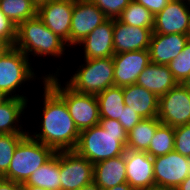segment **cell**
<instances>
[{
  "mask_svg": "<svg viewBox=\"0 0 190 190\" xmlns=\"http://www.w3.org/2000/svg\"><path fill=\"white\" fill-rule=\"evenodd\" d=\"M125 156L120 155L93 165V182L102 190L127 183Z\"/></svg>",
  "mask_w": 190,
  "mask_h": 190,
  "instance_id": "44dd1931",
  "label": "cell"
},
{
  "mask_svg": "<svg viewBox=\"0 0 190 190\" xmlns=\"http://www.w3.org/2000/svg\"><path fill=\"white\" fill-rule=\"evenodd\" d=\"M126 180L135 190H150L154 183L153 158L145 151L126 149Z\"/></svg>",
  "mask_w": 190,
  "mask_h": 190,
  "instance_id": "9a60e30c",
  "label": "cell"
},
{
  "mask_svg": "<svg viewBox=\"0 0 190 190\" xmlns=\"http://www.w3.org/2000/svg\"><path fill=\"white\" fill-rule=\"evenodd\" d=\"M17 27L0 10V40L10 43L12 46L16 40Z\"/></svg>",
  "mask_w": 190,
  "mask_h": 190,
  "instance_id": "d6a6232c",
  "label": "cell"
},
{
  "mask_svg": "<svg viewBox=\"0 0 190 190\" xmlns=\"http://www.w3.org/2000/svg\"><path fill=\"white\" fill-rule=\"evenodd\" d=\"M108 18L90 0H74L70 28V47L74 48Z\"/></svg>",
  "mask_w": 190,
  "mask_h": 190,
  "instance_id": "7c38bea8",
  "label": "cell"
},
{
  "mask_svg": "<svg viewBox=\"0 0 190 190\" xmlns=\"http://www.w3.org/2000/svg\"><path fill=\"white\" fill-rule=\"evenodd\" d=\"M100 118L113 120L121 119L124 110L123 87L112 86L99 93L97 96Z\"/></svg>",
  "mask_w": 190,
  "mask_h": 190,
  "instance_id": "d4e9b609",
  "label": "cell"
},
{
  "mask_svg": "<svg viewBox=\"0 0 190 190\" xmlns=\"http://www.w3.org/2000/svg\"><path fill=\"white\" fill-rule=\"evenodd\" d=\"M22 51L29 59L53 56L62 58L68 49L67 43L54 34L36 15L17 26L16 40L13 45ZM65 52V53H64ZM48 56V57H47Z\"/></svg>",
  "mask_w": 190,
  "mask_h": 190,
  "instance_id": "3957f363",
  "label": "cell"
},
{
  "mask_svg": "<svg viewBox=\"0 0 190 190\" xmlns=\"http://www.w3.org/2000/svg\"><path fill=\"white\" fill-rule=\"evenodd\" d=\"M114 19H107L88 34L77 46H83L84 59L112 57Z\"/></svg>",
  "mask_w": 190,
  "mask_h": 190,
  "instance_id": "e0dca14e",
  "label": "cell"
},
{
  "mask_svg": "<svg viewBox=\"0 0 190 190\" xmlns=\"http://www.w3.org/2000/svg\"><path fill=\"white\" fill-rule=\"evenodd\" d=\"M38 5L33 0H1L0 10L17 27L37 15Z\"/></svg>",
  "mask_w": 190,
  "mask_h": 190,
  "instance_id": "484cf974",
  "label": "cell"
},
{
  "mask_svg": "<svg viewBox=\"0 0 190 190\" xmlns=\"http://www.w3.org/2000/svg\"><path fill=\"white\" fill-rule=\"evenodd\" d=\"M114 86L136 84L138 76L150 64L149 50H137L114 54Z\"/></svg>",
  "mask_w": 190,
  "mask_h": 190,
  "instance_id": "5bb4252c",
  "label": "cell"
},
{
  "mask_svg": "<svg viewBox=\"0 0 190 190\" xmlns=\"http://www.w3.org/2000/svg\"><path fill=\"white\" fill-rule=\"evenodd\" d=\"M154 17L143 5L132 0L117 19L133 27L154 28Z\"/></svg>",
  "mask_w": 190,
  "mask_h": 190,
  "instance_id": "4316f807",
  "label": "cell"
},
{
  "mask_svg": "<svg viewBox=\"0 0 190 190\" xmlns=\"http://www.w3.org/2000/svg\"><path fill=\"white\" fill-rule=\"evenodd\" d=\"M143 118H141L135 111L130 109L129 106L124 107V110L121 113V119L118 121L124 127L125 131L129 133L132 128L139 123Z\"/></svg>",
  "mask_w": 190,
  "mask_h": 190,
  "instance_id": "836d02e7",
  "label": "cell"
},
{
  "mask_svg": "<svg viewBox=\"0 0 190 190\" xmlns=\"http://www.w3.org/2000/svg\"><path fill=\"white\" fill-rule=\"evenodd\" d=\"M27 134H0V178L8 171L14 150Z\"/></svg>",
  "mask_w": 190,
  "mask_h": 190,
  "instance_id": "f1b7e54d",
  "label": "cell"
},
{
  "mask_svg": "<svg viewBox=\"0 0 190 190\" xmlns=\"http://www.w3.org/2000/svg\"><path fill=\"white\" fill-rule=\"evenodd\" d=\"M30 60L22 51L14 46L0 59V95L3 98L29 100L27 96L23 94L19 95L17 92L22 90L19 88H22L25 83H31L30 81H35V79L40 80L38 78L39 75L34 72L35 68L31 66L32 60Z\"/></svg>",
  "mask_w": 190,
  "mask_h": 190,
  "instance_id": "8992f818",
  "label": "cell"
},
{
  "mask_svg": "<svg viewBox=\"0 0 190 190\" xmlns=\"http://www.w3.org/2000/svg\"><path fill=\"white\" fill-rule=\"evenodd\" d=\"M186 4L190 7V0H184Z\"/></svg>",
  "mask_w": 190,
  "mask_h": 190,
  "instance_id": "f6af8a7d",
  "label": "cell"
},
{
  "mask_svg": "<svg viewBox=\"0 0 190 190\" xmlns=\"http://www.w3.org/2000/svg\"><path fill=\"white\" fill-rule=\"evenodd\" d=\"M22 190H46V189L37 186L22 185Z\"/></svg>",
  "mask_w": 190,
  "mask_h": 190,
  "instance_id": "b9f144b4",
  "label": "cell"
},
{
  "mask_svg": "<svg viewBox=\"0 0 190 190\" xmlns=\"http://www.w3.org/2000/svg\"><path fill=\"white\" fill-rule=\"evenodd\" d=\"M150 190H177V188H168V187L153 186Z\"/></svg>",
  "mask_w": 190,
  "mask_h": 190,
  "instance_id": "7bdbcfd3",
  "label": "cell"
},
{
  "mask_svg": "<svg viewBox=\"0 0 190 190\" xmlns=\"http://www.w3.org/2000/svg\"><path fill=\"white\" fill-rule=\"evenodd\" d=\"M74 0H50L37 7V16L70 47V28Z\"/></svg>",
  "mask_w": 190,
  "mask_h": 190,
  "instance_id": "8fae6325",
  "label": "cell"
},
{
  "mask_svg": "<svg viewBox=\"0 0 190 190\" xmlns=\"http://www.w3.org/2000/svg\"><path fill=\"white\" fill-rule=\"evenodd\" d=\"M157 118L174 128L190 124V92L178 83L159 97Z\"/></svg>",
  "mask_w": 190,
  "mask_h": 190,
  "instance_id": "ba28073f",
  "label": "cell"
},
{
  "mask_svg": "<svg viewBox=\"0 0 190 190\" xmlns=\"http://www.w3.org/2000/svg\"><path fill=\"white\" fill-rule=\"evenodd\" d=\"M135 2L143 5L154 16L162 11L170 0H134Z\"/></svg>",
  "mask_w": 190,
  "mask_h": 190,
  "instance_id": "e575fe53",
  "label": "cell"
},
{
  "mask_svg": "<svg viewBox=\"0 0 190 190\" xmlns=\"http://www.w3.org/2000/svg\"><path fill=\"white\" fill-rule=\"evenodd\" d=\"M174 150L183 156L190 157V124L174 128Z\"/></svg>",
  "mask_w": 190,
  "mask_h": 190,
  "instance_id": "1f68e13d",
  "label": "cell"
},
{
  "mask_svg": "<svg viewBox=\"0 0 190 190\" xmlns=\"http://www.w3.org/2000/svg\"><path fill=\"white\" fill-rule=\"evenodd\" d=\"M65 83L75 92L95 95L114 86L113 57L84 59Z\"/></svg>",
  "mask_w": 190,
  "mask_h": 190,
  "instance_id": "52a82bcc",
  "label": "cell"
},
{
  "mask_svg": "<svg viewBox=\"0 0 190 190\" xmlns=\"http://www.w3.org/2000/svg\"><path fill=\"white\" fill-rule=\"evenodd\" d=\"M177 190H190V175L177 187Z\"/></svg>",
  "mask_w": 190,
  "mask_h": 190,
  "instance_id": "f35d334b",
  "label": "cell"
},
{
  "mask_svg": "<svg viewBox=\"0 0 190 190\" xmlns=\"http://www.w3.org/2000/svg\"><path fill=\"white\" fill-rule=\"evenodd\" d=\"M136 84L151 91L159 98L174 88L178 82L174 79L168 65L150 63L140 73Z\"/></svg>",
  "mask_w": 190,
  "mask_h": 190,
  "instance_id": "d6986e66",
  "label": "cell"
},
{
  "mask_svg": "<svg viewBox=\"0 0 190 190\" xmlns=\"http://www.w3.org/2000/svg\"><path fill=\"white\" fill-rule=\"evenodd\" d=\"M108 19H117L132 0H90Z\"/></svg>",
  "mask_w": 190,
  "mask_h": 190,
  "instance_id": "4dcf8cb0",
  "label": "cell"
},
{
  "mask_svg": "<svg viewBox=\"0 0 190 190\" xmlns=\"http://www.w3.org/2000/svg\"><path fill=\"white\" fill-rule=\"evenodd\" d=\"M61 66L57 67V71L46 75L45 82L65 101L69 113L79 132L91 128L100 121V112L98 101L95 95L81 94L75 92L66 83L61 85L58 77L63 71ZM60 70V72H59Z\"/></svg>",
  "mask_w": 190,
  "mask_h": 190,
  "instance_id": "277c9868",
  "label": "cell"
},
{
  "mask_svg": "<svg viewBox=\"0 0 190 190\" xmlns=\"http://www.w3.org/2000/svg\"><path fill=\"white\" fill-rule=\"evenodd\" d=\"M168 67L179 84L190 75V40H188L182 52L169 62Z\"/></svg>",
  "mask_w": 190,
  "mask_h": 190,
  "instance_id": "f546056e",
  "label": "cell"
},
{
  "mask_svg": "<svg viewBox=\"0 0 190 190\" xmlns=\"http://www.w3.org/2000/svg\"><path fill=\"white\" fill-rule=\"evenodd\" d=\"M160 124L157 117L143 118L128 133L126 149L146 152Z\"/></svg>",
  "mask_w": 190,
  "mask_h": 190,
  "instance_id": "cb8c5ba5",
  "label": "cell"
},
{
  "mask_svg": "<svg viewBox=\"0 0 190 190\" xmlns=\"http://www.w3.org/2000/svg\"><path fill=\"white\" fill-rule=\"evenodd\" d=\"M127 135L118 120L100 118L99 124L80 132L74 151L94 165L124 155Z\"/></svg>",
  "mask_w": 190,
  "mask_h": 190,
  "instance_id": "7a4b0ae2",
  "label": "cell"
},
{
  "mask_svg": "<svg viewBox=\"0 0 190 190\" xmlns=\"http://www.w3.org/2000/svg\"><path fill=\"white\" fill-rule=\"evenodd\" d=\"M55 153L52 147L44 145L27 134L14 150L8 171L1 178L23 184Z\"/></svg>",
  "mask_w": 190,
  "mask_h": 190,
  "instance_id": "5b68a950",
  "label": "cell"
},
{
  "mask_svg": "<svg viewBox=\"0 0 190 190\" xmlns=\"http://www.w3.org/2000/svg\"><path fill=\"white\" fill-rule=\"evenodd\" d=\"M43 79V107L40 114L42 119L38 131H28V134L44 145L52 147L55 151L74 150L79 139V130L69 113L65 101L45 82L46 74L39 77ZM40 131V132H39ZM33 133V134H32Z\"/></svg>",
  "mask_w": 190,
  "mask_h": 190,
  "instance_id": "6da1fadb",
  "label": "cell"
},
{
  "mask_svg": "<svg viewBox=\"0 0 190 190\" xmlns=\"http://www.w3.org/2000/svg\"><path fill=\"white\" fill-rule=\"evenodd\" d=\"M124 104L141 118H154L158 115L159 98L151 91L137 84L123 87Z\"/></svg>",
  "mask_w": 190,
  "mask_h": 190,
  "instance_id": "7402d4cb",
  "label": "cell"
},
{
  "mask_svg": "<svg viewBox=\"0 0 190 190\" xmlns=\"http://www.w3.org/2000/svg\"><path fill=\"white\" fill-rule=\"evenodd\" d=\"M180 84L190 92V75H188Z\"/></svg>",
  "mask_w": 190,
  "mask_h": 190,
  "instance_id": "60d3db41",
  "label": "cell"
},
{
  "mask_svg": "<svg viewBox=\"0 0 190 190\" xmlns=\"http://www.w3.org/2000/svg\"><path fill=\"white\" fill-rule=\"evenodd\" d=\"M80 190H102L96 183L92 182L89 185L84 186Z\"/></svg>",
  "mask_w": 190,
  "mask_h": 190,
  "instance_id": "ab89813d",
  "label": "cell"
},
{
  "mask_svg": "<svg viewBox=\"0 0 190 190\" xmlns=\"http://www.w3.org/2000/svg\"><path fill=\"white\" fill-rule=\"evenodd\" d=\"M188 40L184 34H152L148 48L150 62L168 65L182 52Z\"/></svg>",
  "mask_w": 190,
  "mask_h": 190,
  "instance_id": "ac0fdd59",
  "label": "cell"
},
{
  "mask_svg": "<svg viewBox=\"0 0 190 190\" xmlns=\"http://www.w3.org/2000/svg\"><path fill=\"white\" fill-rule=\"evenodd\" d=\"M104 190H135L132 188L128 183H122L119 185H116L115 187H110Z\"/></svg>",
  "mask_w": 190,
  "mask_h": 190,
  "instance_id": "74e56055",
  "label": "cell"
},
{
  "mask_svg": "<svg viewBox=\"0 0 190 190\" xmlns=\"http://www.w3.org/2000/svg\"><path fill=\"white\" fill-rule=\"evenodd\" d=\"M61 190H80L93 182V164L74 150L60 151Z\"/></svg>",
  "mask_w": 190,
  "mask_h": 190,
  "instance_id": "30bf717a",
  "label": "cell"
},
{
  "mask_svg": "<svg viewBox=\"0 0 190 190\" xmlns=\"http://www.w3.org/2000/svg\"><path fill=\"white\" fill-rule=\"evenodd\" d=\"M190 29V7L184 0H170L154 17L152 34H184Z\"/></svg>",
  "mask_w": 190,
  "mask_h": 190,
  "instance_id": "4fadbf2b",
  "label": "cell"
},
{
  "mask_svg": "<svg viewBox=\"0 0 190 190\" xmlns=\"http://www.w3.org/2000/svg\"><path fill=\"white\" fill-rule=\"evenodd\" d=\"M21 185H31L46 190H61L60 182V151L44 165L31 174L29 179Z\"/></svg>",
  "mask_w": 190,
  "mask_h": 190,
  "instance_id": "603a6c76",
  "label": "cell"
},
{
  "mask_svg": "<svg viewBox=\"0 0 190 190\" xmlns=\"http://www.w3.org/2000/svg\"><path fill=\"white\" fill-rule=\"evenodd\" d=\"M0 190H22L20 183L0 178Z\"/></svg>",
  "mask_w": 190,
  "mask_h": 190,
  "instance_id": "d590c367",
  "label": "cell"
},
{
  "mask_svg": "<svg viewBox=\"0 0 190 190\" xmlns=\"http://www.w3.org/2000/svg\"><path fill=\"white\" fill-rule=\"evenodd\" d=\"M153 28L133 27L114 19V54L149 48Z\"/></svg>",
  "mask_w": 190,
  "mask_h": 190,
  "instance_id": "2e32d148",
  "label": "cell"
},
{
  "mask_svg": "<svg viewBox=\"0 0 190 190\" xmlns=\"http://www.w3.org/2000/svg\"><path fill=\"white\" fill-rule=\"evenodd\" d=\"M175 137L174 127L160 124L153 136L148 150L146 151L152 158L166 155L174 150Z\"/></svg>",
  "mask_w": 190,
  "mask_h": 190,
  "instance_id": "83f0119b",
  "label": "cell"
},
{
  "mask_svg": "<svg viewBox=\"0 0 190 190\" xmlns=\"http://www.w3.org/2000/svg\"><path fill=\"white\" fill-rule=\"evenodd\" d=\"M37 5L41 4V3H44V2H47V1H50V0H33Z\"/></svg>",
  "mask_w": 190,
  "mask_h": 190,
  "instance_id": "ee69618b",
  "label": "cell"
},
{
  "mask_svg": "<svg viewBox=\"0 0 190 190\" xmlns=\"http://www.w3.org/2000/svg\"><path fill=\"white\" fill-rule=\"evenodd\" d=\"M12 47L8 42L0 40V59L7 53V51Z\"/></svg>",
  "mask_w": 190,
  "mask_h": 190,
  "instance_id": "8d00e7d4",
  "label": "cell"
},
{
  "mask_svg": "<svg viewBox=\"0 0 190 190\" xmlns=\"http://www.w3.org/2000/svg\"><path fill=\"white\" fill-rule=\"evenodd\" d=\"M28 100L21 98H2L0 101V134H28L23 121ZM22 114V115H21ZM20 123V124H18Z\"/></svg>",
  "mask_w": 190,
  "mask_h": 190,
  "instance_id": "ffe728a7",
  "label": "cell"
},
{
  "mask_svg": "<svg viewBox=\"0 0 190 190\" xmlns=\"http://www.w3.org/2000/svg\"><path fill=\"white\" fill-rule=\"evenodd\" d=\"M155 186L177 188L190 175V157L175 150L153 158Z\"/></svg>",
  "mask_w": 190,
  "mask_h": 190,
  "instance_id": "9c48e42d",
  "label": "cell"
}]
</instances>
